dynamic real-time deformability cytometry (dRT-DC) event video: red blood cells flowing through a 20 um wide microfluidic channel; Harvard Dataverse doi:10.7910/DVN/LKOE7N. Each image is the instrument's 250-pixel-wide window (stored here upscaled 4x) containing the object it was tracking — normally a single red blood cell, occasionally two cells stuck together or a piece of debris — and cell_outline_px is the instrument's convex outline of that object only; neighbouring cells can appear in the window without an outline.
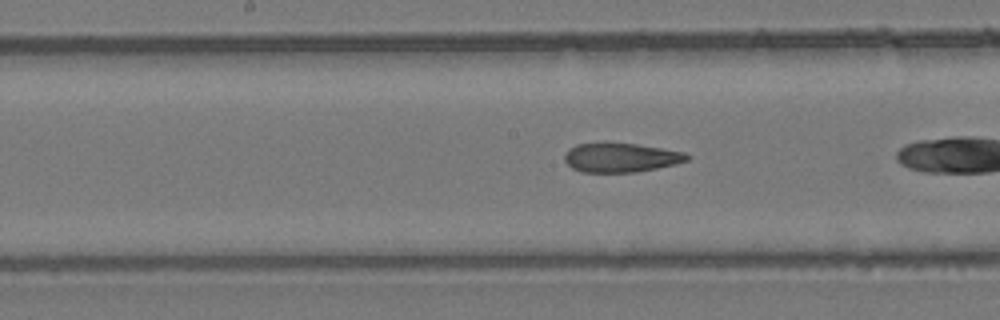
{"species": "common noctule bat (a hibernating species)", "species_latin": "Nyctalus noctula", "temperature_condition": "room temperature", "stored_images_in_passage": 16, "camera_frame_rate_fps": 3000, "um_per_image_px": 0.085, "animal": {"sex": "female", "body_mass_g": 24.6, "forearm_length_mm": 56.2}, "frame": {"image": 1, "passage_image": 10, "time_ms": 3.0, "image_size_px": [1000, 320], "cell_outline_px": [[692, 156], [688, 160], [676, 164], [636, 172], [580, 172], [572, 168], [564, 160], [564, 156], [568, 148], [576, 144], [600, 140], [604, 140], [636, 144], [684, 152]], "centroid_in_image_um": [52.71, 13.35], "position_along_channel_um": 195.5, "area_um2": 21.5}}